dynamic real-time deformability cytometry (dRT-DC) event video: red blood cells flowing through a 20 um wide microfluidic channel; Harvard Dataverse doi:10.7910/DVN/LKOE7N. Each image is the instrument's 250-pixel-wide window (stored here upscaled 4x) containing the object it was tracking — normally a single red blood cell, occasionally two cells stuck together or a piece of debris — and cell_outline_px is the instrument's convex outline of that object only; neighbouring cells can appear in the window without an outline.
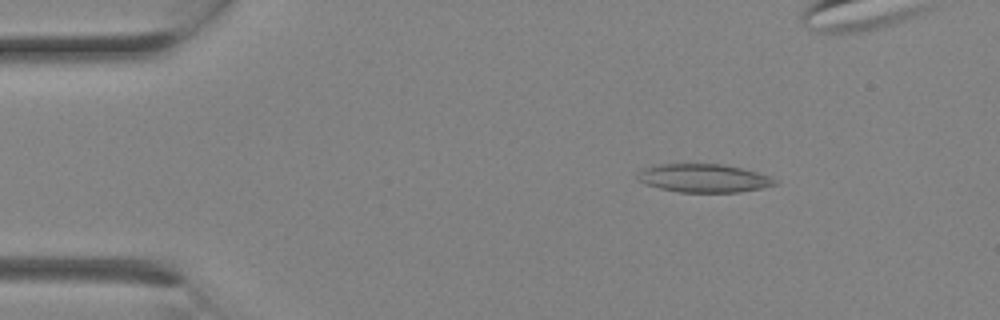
{"species": "Egyptian fruit bat (a non-hibernating species)", "species_latin": "Rousettus aegyptiacus", "temperature_condition": "room temperature", "stored_images_in_passage": 26, "segment_of_instrument_passage": [1, 2], "camera_frame_rate_fps": 3000, "um_per_image_px": 0.085, "animal": {"sex": "female"}, "frame": {"image": 1, "passage_image": 4, "time_ms": 1.0, "image_size_px": [1000, 320], "cell_outline_px": [[776, 184], [760, 188], [740, 192], [680, 192], [660, 188], [648, 184], [640, 180], [636, 176], [644, 168], [656, 164], [724, 164], [756, 172], [768, 176], [776, 180]], "centroid_in_image_um": [59.81, 15.14], "position_along_channel_um": 25.2, "area_um2": 22.31}}
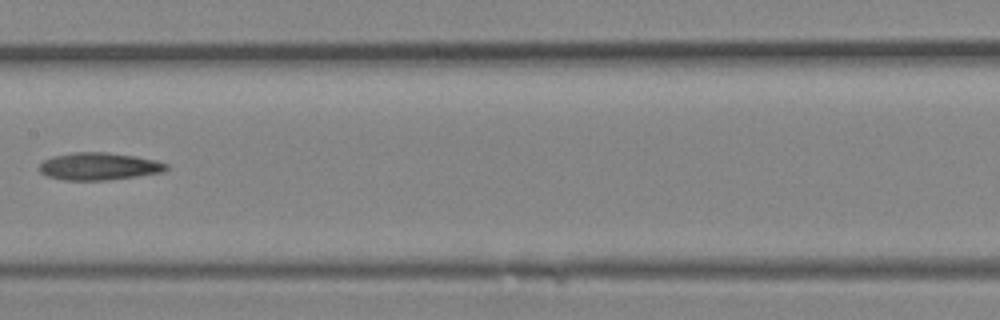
{"frame": {"image": 2, "passage_image": 13, "time_ms": 4.0, "image_size_px": [1000, 320], "cell_outline_px": [[168, 168], [164, 172], [108, 180], [64, 180], [48, 176], [40, 172], [40, 164], [44, 160], [52, 156], [72, 152], [108, 152], [136, 156], [156, 160], [168, 164]], "centroid_in_image_um": [8.43, 14.13], "position_along_channel_um": 199.0, "area_um2": 20.35}}
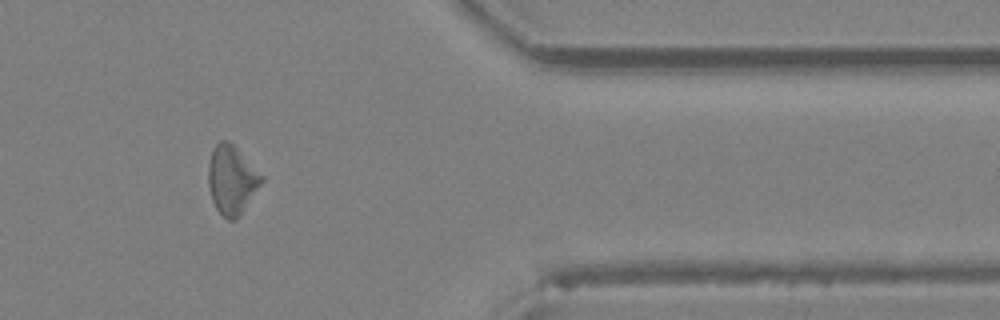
{"frame": {"image": 3, "passage_image": 21, "time_ms": 6.667, "image_size_px": [1000, 320], "cell_outline_px": [[264, 180], [236, 220], [228, 220], [216, 208], [212, 200], [208, 184], [208, 164], [212, 148], [220, 140], [228, 140], [264, 176]], "centroid_in_image_um": [19.68, 15.27], "position_along_channel_um": 391.7, "area_um2": 21.15}}